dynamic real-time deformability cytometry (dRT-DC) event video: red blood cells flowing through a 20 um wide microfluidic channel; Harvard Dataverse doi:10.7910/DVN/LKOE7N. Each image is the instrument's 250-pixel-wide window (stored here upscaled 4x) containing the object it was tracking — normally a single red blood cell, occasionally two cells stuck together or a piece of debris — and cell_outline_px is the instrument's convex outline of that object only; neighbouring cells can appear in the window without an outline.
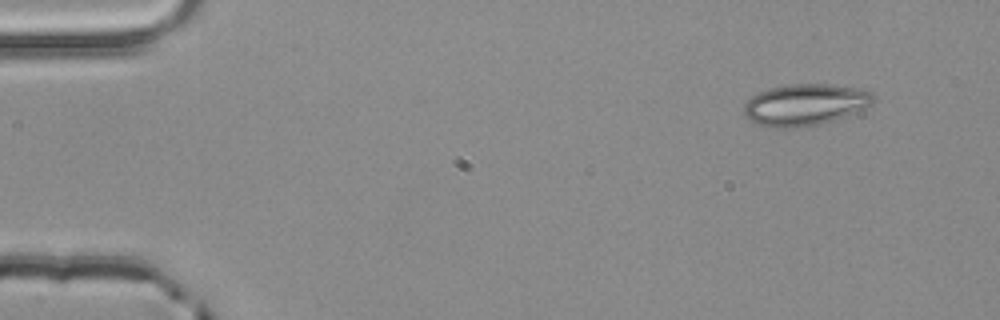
{"species": "common noctule bat (a hibernating species)", "species_latin": "Nyctalus noctula", "temperature_condition": "room temperature", "stored_images_in_passage": 4, "camera_frame_rate_fps": 3000, "um_per_image_px": 0.085, "animal": {"sex": "male", "body_mass_g": 20.4}, "frame": {"image": 1, "passage_image": 1, "time_ms": 0.0, "image_size_px": [1000, 320], "cell_outline_px": [[876, 96], [872, 104], [868, 108], [832, 120], [816, 124], [796, 128], [776, 128], [756, 124], [748, 120], [744, 116], [744, 104], [752, 96], [760, 92], [772, 88], [788, 84], [828, 84], [864, 88], [872, 92]], "centroid_in_image_um": [68.46, 8.89], "position_along_channel_um": 16.5, "area_um2": 31.56}}
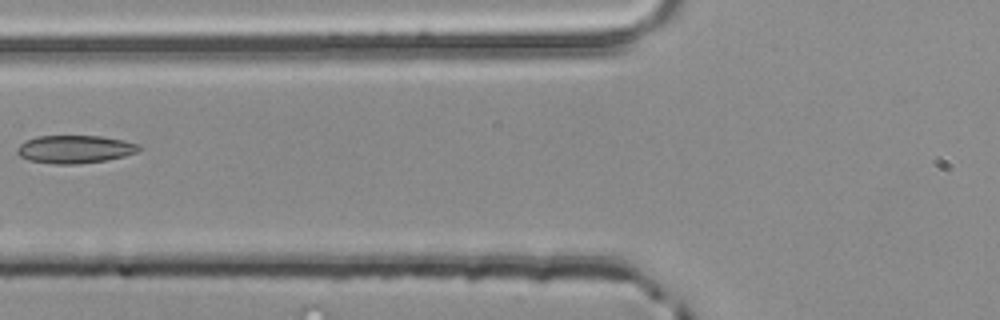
{"frame": {"image": 2, "passage_image": 4, "time_ms": 1.0, "image_size_px": [1000, 320], "cell_outline_px": [[144, 148], [136, 152], [124, 156], [108, 160], [76, 164], [56, 164], [28, 160], [20, 156], [16, 152], [16, 148], [24, 140], [36, 136], [100, 136], [124, 140], [140, 144]], "centroid_in_image_um": [6.37, 12.68], "position_along_channel_um": 119.4, "area_um2": 20.06}}